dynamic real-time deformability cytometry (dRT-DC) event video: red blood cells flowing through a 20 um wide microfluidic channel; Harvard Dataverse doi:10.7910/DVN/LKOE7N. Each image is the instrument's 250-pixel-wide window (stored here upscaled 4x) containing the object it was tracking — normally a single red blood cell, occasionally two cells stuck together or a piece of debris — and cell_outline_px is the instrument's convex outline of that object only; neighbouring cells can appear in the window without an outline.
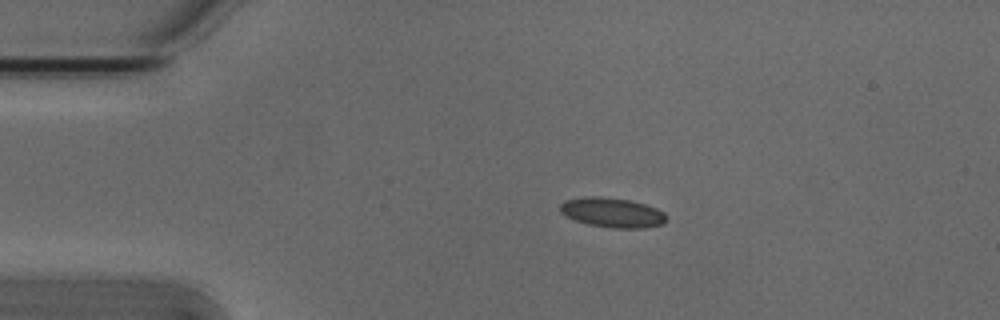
{"species": "Egyptian fruit bat (a non-hibernating species)", "species_latin": "Rousettus aegyptiacus", "temperature_condition": "cold", "stored_images_in_passage": 3, "camera_frame_rate_fps": 3000, "um_per_image_px": 0.085, "animal": {"sex": "male"}, "frame": {"image": 1, "passage_image": 1, "time_ms": 0.0, "image_size_px": [1000, 320], "cell_outline_px": [[668, 220], [664, 224], [644, 228], [612, 228], [588, 224], [564, 216], [560, 212], [560, 204], [564, 200], [592, 196], [600, 196], [628, 200], [644, 204], [656, 208], [664, 212], [668, 216]], "centroid_in_image_um": [52.07, 18.08], "position_along_channel_um": 32.9, "area_um2": 18.5}}